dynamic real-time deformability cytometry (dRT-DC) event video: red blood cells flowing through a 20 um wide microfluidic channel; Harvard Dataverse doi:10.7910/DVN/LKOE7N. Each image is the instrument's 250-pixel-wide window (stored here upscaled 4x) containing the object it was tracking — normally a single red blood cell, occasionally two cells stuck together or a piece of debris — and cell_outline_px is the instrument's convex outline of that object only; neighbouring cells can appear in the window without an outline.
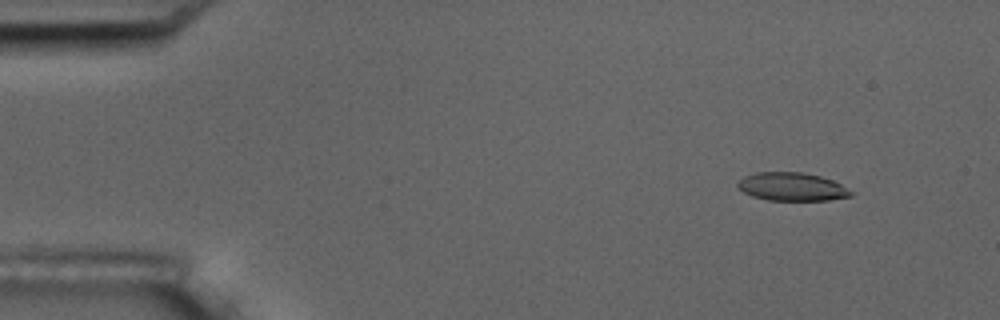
{"species": "common noctule bat (a hibernating species)", "species_latin": "Nyctalus noctula", "temperature_condition": "room temperature", "stored_images_in_passage": 6, "camera_frame_rate_fps": 3000, "um_per_image_px": 0.085, "animal": {"sex": "male", "body_mass_g": 17.5, "forearm_length_mm": 52.3}, "frame": {"image": 1, "passage_image": 2, "time_ms": 1.333, "image_size_px": [1000, 320], "cell_outline_px": [[852, 196], [828, 200], [768, 200], [752, 196], [744, 192], [736, 184], [744, 176], [756, 172], [800, 172], [820, 176], [832, 180], [840, 184], [852, 192]], "centroid_in_image_um": [67.3, 15.87], "position_along_channel_um": 17.7, "area_um2": 18.44}}
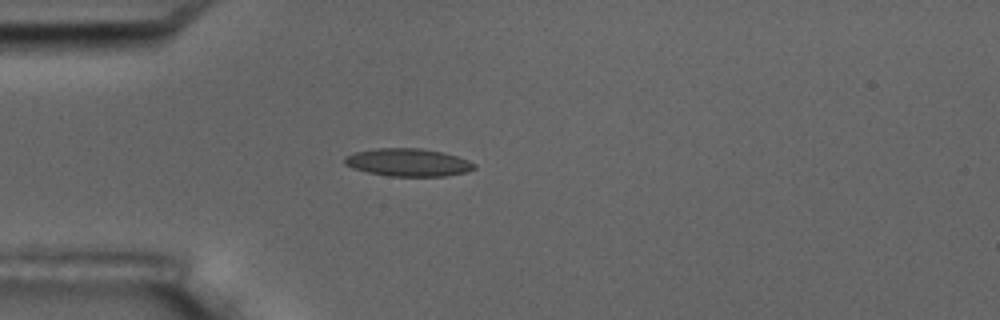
{"frame": {"image": 2, "passage_image": 5, "time_ms": 4.667, "image_size_px": [1000, 320], "cell_outline_px": [[476, 168], [468, 172], [444, 176], [388, 176], [368, 172], [352, 168], [344, 164], [344, 156], [352, 152], [376, 148], [420, 148], [444, 152], [468, 160], [476, 164]], "centroid_in_image_um": [34.67, 13.8], "position_along_channel_um": 50.3, "area_um2": 21.21}}